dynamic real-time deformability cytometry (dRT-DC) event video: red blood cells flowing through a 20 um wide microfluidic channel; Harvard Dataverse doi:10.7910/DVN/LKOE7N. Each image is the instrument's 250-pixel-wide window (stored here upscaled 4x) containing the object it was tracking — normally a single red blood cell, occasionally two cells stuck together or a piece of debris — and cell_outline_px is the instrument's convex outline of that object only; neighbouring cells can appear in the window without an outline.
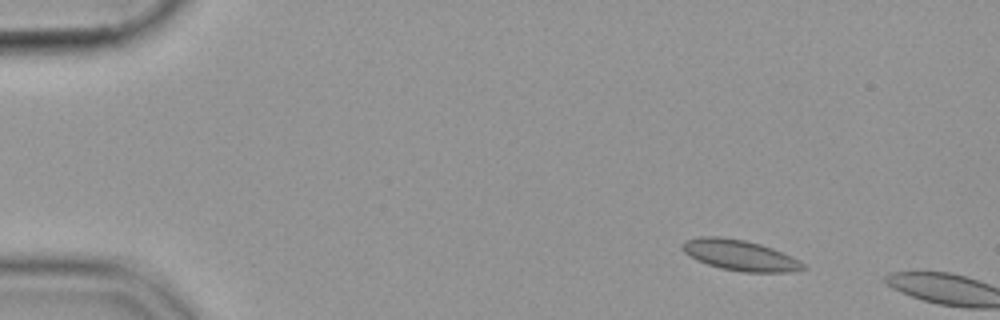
{"species": "common noctule bat (a hibernating species)", "species_latin": "Nyctalus noctula", "temperature_condition": "cold", "stored_images_in_passage": 9, "camera_frame_rate_fps": 3000, "um_per_image_px": 0.085, "animal": {"sex": "female", "body_mass_g": 19.9}, "frame": {"image": 1, "passage_image": 7, "time_ms": 2.0, "image_size_px": [1000, 320], "cell_outline_px": [[808, 268], [796, 272], [744, 272], [720, 268], [696, 260], [688, 256], [680, 248], [680, 244], [684, 240], [700, 236], [720, 236], [744, 240], [760, 244], [772, 248], [792, 256], [800, 260]], "centroid_in_image_um": [62.88, 21.69], "position_along_channel_um": 22.1, "area_um2": 21.91}}